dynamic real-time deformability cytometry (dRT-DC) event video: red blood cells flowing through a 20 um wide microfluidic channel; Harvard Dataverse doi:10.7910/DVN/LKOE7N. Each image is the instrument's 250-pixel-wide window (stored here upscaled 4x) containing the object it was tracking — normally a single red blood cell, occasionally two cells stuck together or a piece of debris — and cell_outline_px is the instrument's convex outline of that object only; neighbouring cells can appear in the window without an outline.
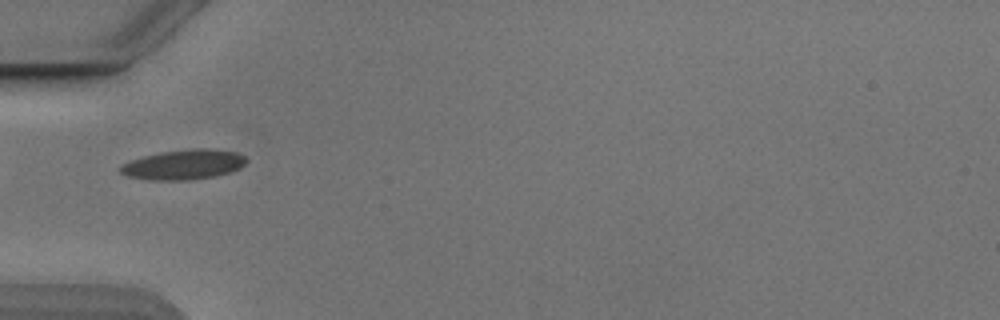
{"species": "Egyptian fruit bat (a non-hibernating species)", "species_latin": "Rousettus aegyptiacus", "temperature_condition": "cold", "stored_images_in_passage": 36, "camera_frame_rate_fps": 3000, "um_per_image_px": 0.085, "animal": {"sex": "male"}, "frame": {"image": 1, "passage_image": 1, "time_ms": 0.0, "image_size_px": [1000, 320], "cell_outline_px": [[248, 160], [240, 168], [216, 176], [192, 180], [148, 180], [128, 176], [120, 172], [120, 164], [144, 156], [160, 152], [196, 148], [212, 148], [236, 152], [244, 156]], "centroid_in_image_um": [15.62, 13.99], "position_along_channel_um": 69.4, "area_um2": 22.02}}
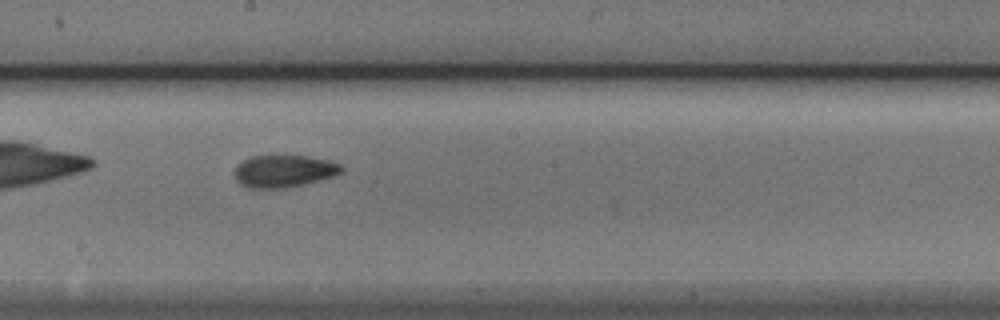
{"frame": {"image": 2, "passage_image": 13, "time_ms": 4.0, "image_size_px": [1000, 320], "cell_outline_px": [[344, 172], [336, 176], [288, 188], [248, 188], [240, 184], [236, 180], [236, 168], [244, 160], [252, 156], [272, 152], [276, 152], [308, 156], [328, 160], [340, 164], [344, 168]], "centroid_in_image_um": [24.17, 14.5], "position_along_channel_um": 224.0, "area_um2": 20.98}}
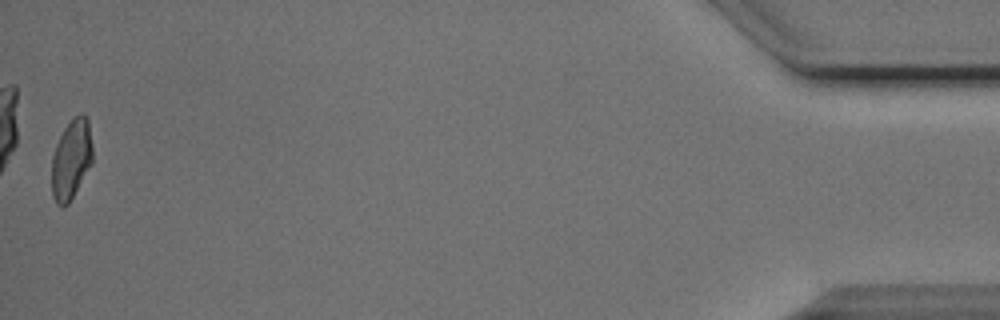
{"frame": {"image": 3, "passage_image": 36, "time_ms": 11.667, "image_size_px": [1000, 320], "cell_outline_px": [[92, 164], [68, 204], [64, 208], [56, 204], [52, 196], [52, 156], [56, 144], [64, 128], [72, 116], [80, 112], [84, 112], [88, 120], [92, 144]], "centroid_in_image_um": [6.06, 13.52], "position_along_channel_um": 429.1, "area_um2": 19.31}, "authors_computed_cell_mechanics": {"area_um2": 19.7098, "velocity_mm_per_s": 3.8754, "shape_relaxation_time_tau1_ms": 4.2791, "shape_relaxation_time_tau2_ms": 2.4204, "deformation_change_tau1": 0.1284, "deformation_change_tau2": 0.0885}}